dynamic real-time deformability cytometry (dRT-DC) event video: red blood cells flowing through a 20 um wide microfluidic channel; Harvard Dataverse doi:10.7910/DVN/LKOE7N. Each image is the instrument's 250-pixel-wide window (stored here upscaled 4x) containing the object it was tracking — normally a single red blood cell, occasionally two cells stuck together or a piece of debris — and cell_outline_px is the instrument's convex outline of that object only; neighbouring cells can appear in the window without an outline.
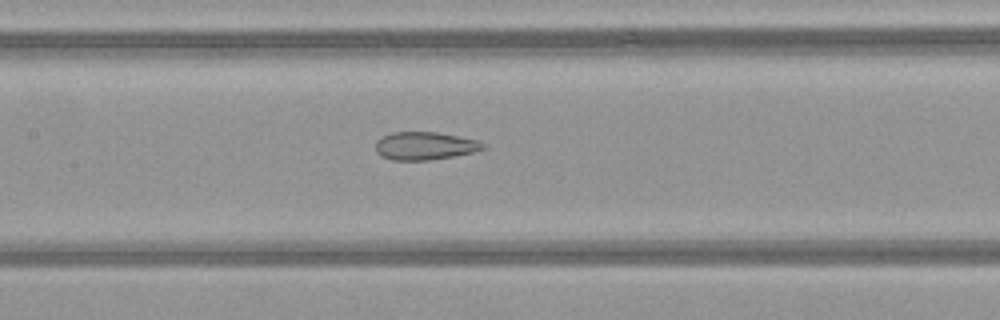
{"species": "common noctule bat (a hibernating species)", "species_latin": "Nyctalus noctula", "temperature_condition": "warm", "stored_images_in_passage": 49, "camera_frame_rate_fps": 3000, "um_per_image_px": 0.085, "animal": {"sex": "female", "body_mass_g": 21.9}, "frame": {"image": 1, "passage_image": 23, "time_ms": 7.333, "image_size_px": [1000, 320], "cell_outline_px": [[488, 148], [476, 152], [456, 156], [428, 160], [392, 160], [380, 156], [376, 152], [376, 140], [380, 136], [392, 132], [436, 132], [476, 140], [484, 144]], "centroid_in_image_um": [36.1, 12.4], "position_along_channel_um": 171.3, "area_um2": 17.69}}
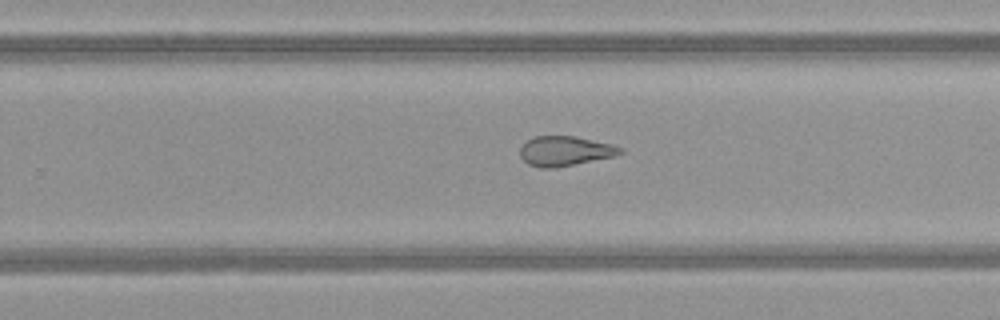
{"frame": {"image": 2, "passage_image": 31, "time_ms": 10.0, "image_size_px": [1000, 320], "cell_outline_px": [[624, 152], [616, 156], [552, 168], [540, 168], [528, 164], [520, 156], [520, 148], [528, 140], [536, 136], [576, 136], [612, 144], [620, 148]], "centroid_in_image_um": [48.03, 12.83], "position_along_channel_um": 281.8, "area_um2": 17.22}}
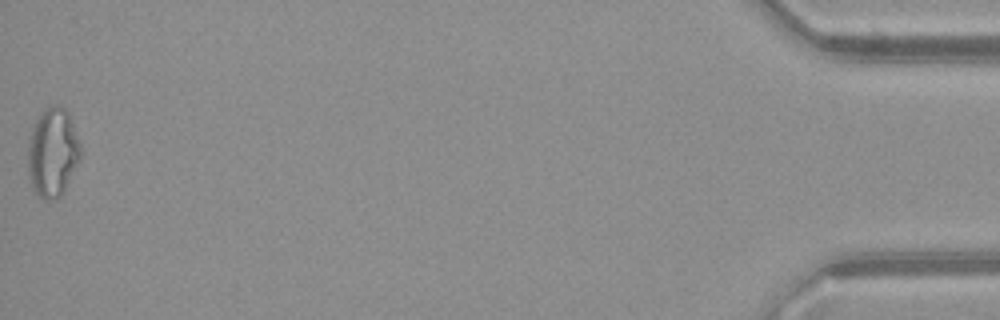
{"frame": {"image": 3, "passage_image": 49, "time_ms": 16.0, "image_size_px": [1000, 320], "cell_outline_px": [[80, 160], [64, 192], [56, 200], [44, 200], [32, 188], [28, 172], [28, 144], [32, 128], [36, 120], [44, 108], [52, 104], [60, 104], [68, 112], [80, 144]], "centroid_in_image_um": [4.48, 12.96], "position_along_channel_um": 430.7, "area_um2": 27.46}, "authors_computed_cell_mechanics": {"area_um2": 22.0796, "velocity_mm_per_s": 4.1627, "shape_relaxation_time_tau1_ms": null, "shape_relaxation_time_tau2_ms": 1.6841, "deformation_change_tau1": null, "deformation_change_tau2": 0.1025}}